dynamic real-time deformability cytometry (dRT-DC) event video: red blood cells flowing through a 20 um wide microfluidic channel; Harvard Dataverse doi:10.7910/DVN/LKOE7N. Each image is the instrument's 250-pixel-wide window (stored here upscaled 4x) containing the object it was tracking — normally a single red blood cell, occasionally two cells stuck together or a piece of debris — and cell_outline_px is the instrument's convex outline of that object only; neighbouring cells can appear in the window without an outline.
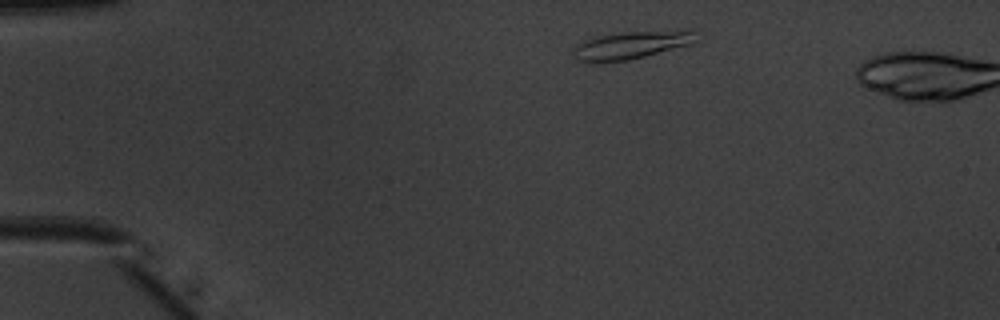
{"species": "common noctule bat (a hibernating species)", "species_latin": "Nyctalus noctula", "temperature_condition": "warm", "stored_images_in_passage": 3, "camera_frame_rate_fps": 3000, "um_per_image_px": 0.085, "animal": {"sex": "male", "body_mass_g": 20.1, "forearm_length_mm": 53.5}, "frame": {"image": 1, "passage_image": 1, "time_ms": 0.0, "image_size_px": [1000, 320], "cell_outline_px": [[692, 44], [628, 60], [580, 60], [572, 52], [576, 44], [600, 36], [624, 32], [688, 28], [692, 32]], "centroid_in_image_um": [53.74, 3.78], "position_along_channel_um": 31.3, "area_um2": 19.13}}